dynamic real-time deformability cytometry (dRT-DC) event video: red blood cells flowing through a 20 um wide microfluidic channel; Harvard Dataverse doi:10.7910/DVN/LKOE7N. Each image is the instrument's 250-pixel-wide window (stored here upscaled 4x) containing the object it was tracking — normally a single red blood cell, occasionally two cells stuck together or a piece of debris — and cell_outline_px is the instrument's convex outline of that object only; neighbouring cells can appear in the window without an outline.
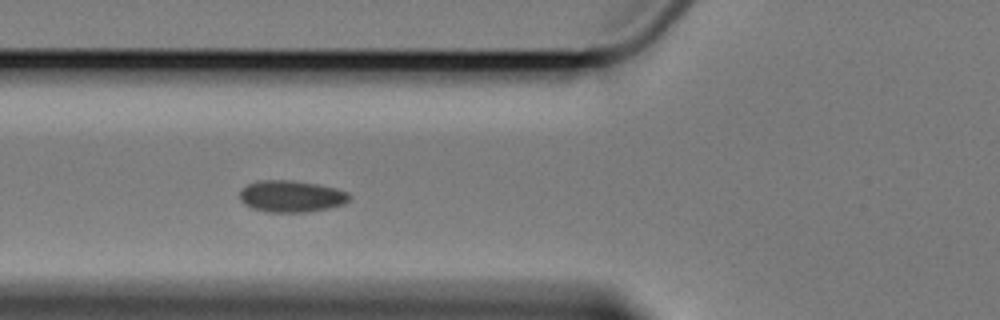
{"species": "Egyptian fruit bat (a non-hibernating species)", "species_latin": "Rousettus aegyptiacus", "temperature_condition": "cold", "stored_images_in_passage": 8, "camera_frame_rate_fps": 3000, "um_per_image_px": 0.085, "animal": {"sex": "female"}, "frame": {"image": 1, "passage_image": 3, "time_ms": 2.333, "image_size_px": [1000, 320], "cell_outline_px": [[352, 196], [344, 204], [328, 208], [308, 212], [268, 212], [252, 208], [244, 204], [240, 200], [240, 192], [248, 184], [260, 180], [292, 180], [320, 184], [336, 188], [348, 192]], "centroid_in_image_um": [24.79, 16.68], "position_along_channel_um": 101.0, "area_um2": 20.35}}
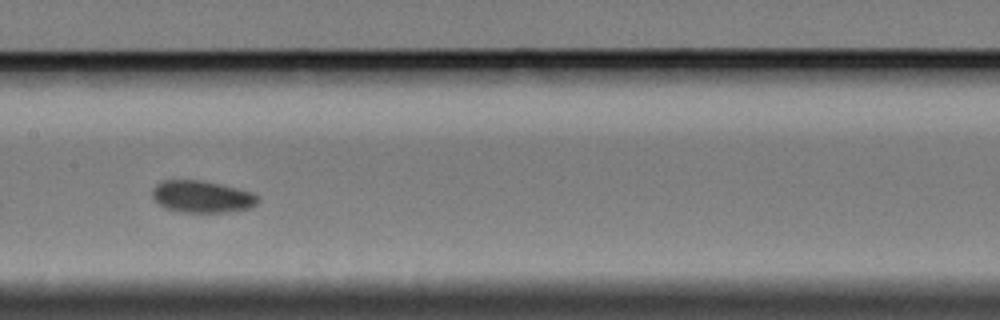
{"frame": {"image": 2, "passage_image": 5, "time_ms": 5.0, "image_size_px": [1000, 320], "cell_outline_px": [[260, 200], [256, 204], [248, 208], [228, 212], [176, 212], [164, 208], [152, 196], [152, 192], [156, 184], [164, 180], [200, 180], [220, 184], [252, 192], [260, 196]], "centroid_in_image_um": [17.17, 16.72], "position_along_channel_um": 190.2, "area_um2": 19.71}}
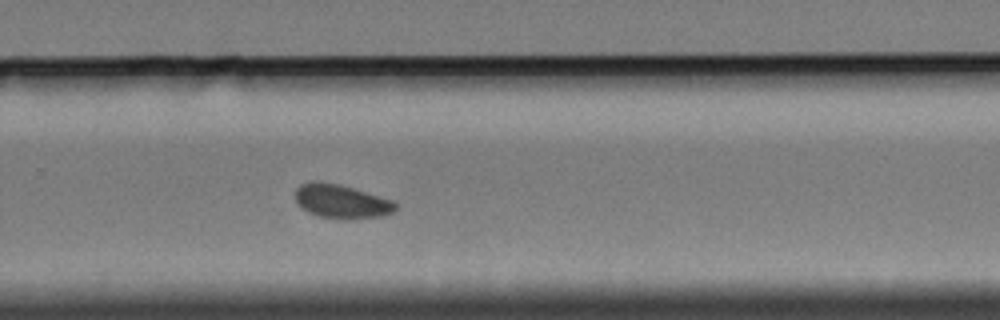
{"frame": {"image": 3, "passage_image": 8, "time_ms": 8.333, "image_size_px": [1000, 320], "cell_outline_px": [[400, 204], [392, 212], [384, 216], [320, 216], [308, 212], [300, 208], [296, 204], [296, 188], [300, 184], [340, 184], [392, 200]], "centroid_in_image_um": [29.04, 17.1], "position_along_channel_um": 300.8, "area_um2": 18.55}}